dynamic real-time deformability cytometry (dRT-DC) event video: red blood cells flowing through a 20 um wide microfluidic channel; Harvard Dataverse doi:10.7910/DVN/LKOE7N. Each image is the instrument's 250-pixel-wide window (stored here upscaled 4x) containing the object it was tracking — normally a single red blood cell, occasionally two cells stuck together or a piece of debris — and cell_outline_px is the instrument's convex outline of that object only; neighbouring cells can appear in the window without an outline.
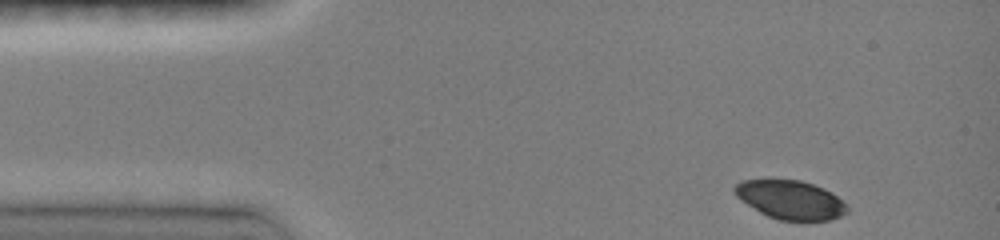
{"species": "common noctule bat (a hibernating species)", "species_latin": "Nyctalus noctula", "temperature_condition": "room temperature", "stored_images_in_passage": 19, "camera_frame_rate_fps": 3000, "um_per_image_px": 0.085, "animal": {"sex": "female", "body_mass_g": 19.0, "forearm_length_mm": 51.5}, "frame": {"image": 1, "passage_image": 1, "time_ms": 0.0, "image_size_px": [1000, 240], "cell_outline_px": [[848, 212], [840, 216], [828, 220], [780, 220], [768, 216], [760, 212], [740, 200], [732, 192], [732, 188], [740, 180], [768, 176], [772, 176], [800, 180], [824, 188], [832, 192], [848, 208]], "centroid_in_image_um": [67.09, 16.91], "position_along_channel_um": 17.9, "area_um2": 26.18}}
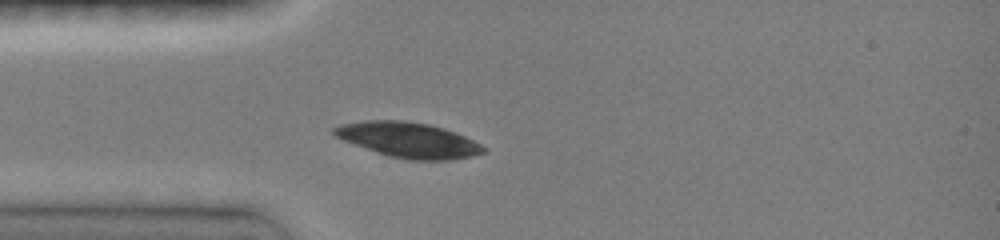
{"frame": {"image": 2, "passage_image": 7, "time_ms": 2.667, "image_size_px": [1000, 240], "cell_outline_px": [[484, 152], [472, 156], [448, 160], [408, 160], [388, 156], [332, 136], [332, 128], [340, 124], [364, 120], [400, 120], [428, 124], [444, 128], [456, 132], [480, 144], [484, 148]], "centroid_in_image_um": [34.67, 11.89], "position_along_channel_um": 50.3, "area_um2": 30.58}}